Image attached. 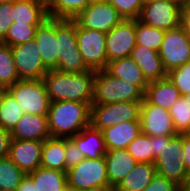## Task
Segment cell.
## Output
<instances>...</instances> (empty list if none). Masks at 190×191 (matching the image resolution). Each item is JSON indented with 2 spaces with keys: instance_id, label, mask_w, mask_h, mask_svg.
<instances>
[{
  "instance_id": "6da1fadb",
  "label": "cell",
  "mask_w": 190,
  "mask_h": 191,
  "mask_svg": "<svg viewBox=\"0 0 190 191\" xmlns=\"http://www.w3.org/2000/svg\"><path fill=\"white\" fill-rule=\"evenodd\" d=\"M96 71L62 73L49 70L42 78L51 102L78 101L92 103L93 81Z\"/></svg>"
},
{
  "instance_id": "7a4b0ae2",
  "label": "cell",
  "mask_w": 190,
  "mask_h": 191,
  "mask_svg": "<svg viewBox=\"0 0 190 191\" xmlns=\"http://www.w3.org/2000/svg\"><path fill=\"white\" fill-rule=\"evenodd\" d=\"M91 105L78 101L50 102L47 119L51 137L71 138L90 126Z\"/></svg>"
},
{
  "instance_id": "3957f363",
  "label": "cell",
  "mask_w": 190,
  "mask_h": 191,
  "mask_svg": "<svg viewBox=\"0 0 190 191\" xmlns=\"http://www.w3.org/2000/svg\"><path fill=\"white\" fill-rule=\"evenodd\" d=\"M144 93L135 85L110 75L105 69L96 71L92 105L118 102H142Z\"/></svg>"
},
{
  "instance_id": "277c9868",
  "label": "cell",
  "mask_w": 190,
  "mask_h": 191,
  "mask_svg": "<svg viewBox=\"0 0 190 191\" xmlns=\"http://www.w3.org/2000/svg\"><path fill=\"white\" fill-rule=\"evenodd\" d=\"M77 22L74 19H56L58 66L62 73H79L90 70L84 63L76 39Z\"/></svg>"
},
{
  "instance_id": "5b68a950",
  "label": "cell",
  "mask_w": 190,
  "mask_h": 191,
  "mask_svg": "<svg viewBox=\"0 0 190 191\" xmlns=\"http://www.w3.org/2000/svg\"><path fill=\"white\" fill-rule=\"evenodd\" d=\"M182 150L183 134L163 136L162 153L154 162L156 173L173 181L178 186L190 183V175L184 166Z\"/></svg>"
},
{
  "instance_id": "8992f818",
  "label": "cell",
  "mask_w": 190,
  "mask_h": 191,
  "mask_svg": "<svg viewBox=\"0 0 190 191\" xmlns=\"http://www.w3.org/2000/svg\"><path fill=\"white\" fill-rule=\"evenodd\" d=\"M181 0H154L144 3L138 18L145 25L168 31L182 24Z\"/></svg>"
},
{
  "instance_id": "52a82bcc",
  "label": "cell",
  "mask_w": 190,
  "mask_h": 191,
  "mask_svg": "<svg viewBox=\"0 0 190 191\" xmlns=\"http://www.w3.org/2000/svg\"><path fill=\"white\" fill-rule=\"evenodd\" d=\"M7 91L22 107L24 114L47 115L50 99L43 80H20Z\"/></svg>"
},
{
  "instance_id": "ba28073f",
  "label": "cell",
  "mask_w": 190,
  "mask_h": 191,
  "mask_svg": "<svg viewBox=\"0 0 190 191\" xmlns=\"http://www.w3.org/2000/svg\"><path fill=\"white\" fill-rule=\"evenodd\" d=\"M66 173L68 188L76 191L110 186L104 156L98 159L84 158L77 165L69 168Z\"/></svg>"
},
{
  "instance_id": "9c48e42d",
  "label": "cell",
  "mask_w": 190,
  "mask_h": 191,
  "mask_svg": "<svg viewBox=\"0 0 190 191\" xmlns=\"http://www.w3.org/2000/svg\"><path fill=\"white\" fill-rule=\"evenodd\" d=\"M142 102H118L91 105L90 125L103 131L126 121L139 120Z\"/></svg>"
},
{
  "instance_id": "30bf717a",
  "label": "cell",
  "mask_w": 190,
  "mask_h": 191,
  "mask_svg": "<svg viewBox=\"0 0 190 191\" xmlns=\"http://www.w3.org/2000/svg\"><path fill=\"white\" fill-rule=\"evenodd\" d=\"M158 53L167 73L190 61V36L182 24L165 32Z\"/></svg>"
},
{
  "instance_id": "8fae6325",
  "label": "cell",
  "mask_w": 190,
  "mask_h": 191,
  "mask_svg": "<svg viewBox=\"0 0 190 191\" xmlns=\"http://www.w3.org/2000/svg\"><path fill=\"white\" fill-rule=\"evenodd\" d=\"M76 39L85 65L94 71L106 69V33L86 29L77 24Z\"/></svg>"
},
{
  "instance_id": "7c38bea8",
  "label": "cell",
  "mask_w": 190,
  "mask_h": 191,
  "mask_svg": "<svg viewBox=\"0 0 190 191\" xmlns=\"http://www.w3.org/2000/svg\"><path fill=\"white\" fill-rule=\"evenodd\" d=\"M38 48L35 40L11 47L19 80H41L49 71L42 62Z\"/></svg>"
},
{
  "instance_id": "4fadbf2b",
  "label": "cell",
  "mask_w": 190,
  "mask_h": 191,
  "mask_svg": "<svg viewBox=\"0 0 190 191\" xmlns=\"http://www.w3.org/2000/svg\"><path fill=\"white\" fill-rule=\"evenodd\" d=\"M74 20L80 27L107 33L124 19L109 2H104L89 4Z\"/></svg>"
},
{
  "instance_id": "5bb4252c",
  "label": "cell",
  "mask_w": 190,
  "mask_h": 191,
  "mask_svg": "<svg viewBox=\"0 0 190 191\" xmlns=\"http://www.w3.org/2000/svg\"><path fill=\"white\" fill-rule=\"evenodd\" d=\"M136 20H122L106 33L107 62L130 57L136 45Z\"/></svg>"
},
{
  "instance_id": "9a60e30c",
  "label": "cell",
  "mask_w": 190,
  "mask_h": 191,
  "mask_svg": "<svg viewBox=\"0 0 190 191\" xmlns=\"http://www.w3.org/2000/svg\"><path fill=\"white\" fill-rule=\"evenodd\" d=\"M141 133L148 136H175L172 118L168 110L142 101L140 107Z\"/></svg>"
},
{
  "instance_id": "2e32d148",
  "label": "cell",
  "mask_w": 190,
  "mask_h": 191,
  "mask_svg": "<svg viewBox=\"0 0 190 191\" xmlns=\"http://www.w3.org/2000/svg\"><path fill=\"white\" fill-rule=\"evenodd\" d=\"M43 141L11 139L8 157L26 174L40 167Z\"/></svg>"
},
{
  "instance_id": "e0dca14e",
  "label": "cell",
  "mask_w": 190,
  "mask_h": 191,
  "mask_svg": "<svg viewBox=\"0 0 190 191\" xmlns=\"http://www.w3.org/2000/svg\"><path fill=\"white\" fill-rule=\"evenodd\" d=\"M40 56L48 70L58 66V41L56 38V18L48 17L37 28L35 34Z\"/></svg>"
},
{
  "instance_id": "ac0fdd59",
  "label": "cell",
  "mask_w": 190,
  "mask_h": 191,
  "mask_svg": "<svg viewBox=\"0 0 190 191\" xmlns=\"http://www.w3.org/2000/svg\"><path fill=\"white\" fill-rule=\"evenodd\" d=\"M10 135L11 139L45 141L51 137L47 115L23 114Z\"/></svg>"
},
{
  "instance_id": "d6986e66",
  "label": "cell",
  "mask_w": 190,
  "mask_h": 191,
  "mask_svg": "<svg viewBox=\"0 0 190 191\" xmlns=\"http://www.w3.org/2000/svg\"><path fill=\"white\" fill-rule=\"evenodd\" d=\"M130 58L140 67L149 82L167 77L158 52L136 44Z\"/></svg>"
},
{
  "instance_id": "ffe728a7",
  "label": "cell",
  "mask_w": 190,
  "mask_h": 191,
  "mask_svg": "<svg viewBox=\"0 0 190 191\" xmlns=\"http://www.w3.org/2000/svg\"><path fill=\"white\" fill-rule=\"evenodd\" d=\"M107 150L126 149L141 133L140 120L121 122L102 131Z\"/></svg>"
},
{
  "instance_id": "44dd1931",
  "label": "cell",
  "mask_w": 190,
  "mask_h": 191,
  "mask_svg": "<svg viewBox=\"0 0 190 191\" xmlns=\"http://www.w3.org/2000/svg\"><path fill=\"white\" fill-rule=\"evenodd\" d=\"M104 157L108 181L114 188L138 163L126 149L107 150Z\"/></svg>"
},
{
  "instance_id": "7402d4cb",
  "label": "cell",
  "mask_w": 190,
  "mask_h": 191,
  "mask_svg": "<svg viewBox=\"0 0 190 191\" xmlns=\"http://www.w3.org/2000/svg\"><path fill=\"white\" fill-rule=\"evenodd\" d=\"M180 97V92L168 76L160 80L150 81L144 93V100L147 103L168 111Z\"/></svg>"
},
{
  "instance_id": "603a6c76",
  "label": "cell",
  "mask_w": 190,
  "mask_h": 191,
  "mask_svg": "<svg viewBox=\"0 0 190 191\" xmlns=\"http://www.w3.org/2000/svg\"><path fill=\"white\" fill-rule=\"evenodd\" d=\"M105 70L113 77L137 86L143 93H145L146 87L149 85V81L140 67L130 57L108 62Z\"/></svg>"
},
{
  "instance_id": "cb8c5ba5",
  "label": "cell",
  "mask_w": 190,
  "mask_h": 191,
  "mask_svg": "<svg viewBox=\"0 0 190 191\" xmlns=\"http://www.w3.org/2000/svg\"><path fill=\"white\" fill-rule=\"evenodd\" d=\"M87 159L103 157L107 148L102 131L94 129L91 125L70 138Z\"/></svg>"
},
{
  "instance_id": "d4e9b609",
  "label": "cell",
  "mask_w": 190,
  "mask_h": 191,
  "mask_svg": "<svg viewBox=\"0 0 190 191\" xmlns=\"http://www.w3.org/2000/svg\"><path fill=\"white\" fill-rule=\"evenodd\" d=\"M155 175L154 163L138 162L124 179L117 184L115 191H143Z\"/></svg>"
},
{
  "instance_id": "484cf974",
  "label": "cell",
  "mask_w": 190,
  "mask_h": 191,
  "mask_svg": "<svg viewBox=\"0 0 190 191\" xmlns=\"http://www.w3.org/2000/svg\"><path fill=\"white\" fill-rule=\"evenodd\" d=\"M65 153V138H47L43 141L40 166L47 169L67 172Z\"/></svg>"
},
{
  "instance_id": "4316f807",
  "label": "cell",
  "mask_w": 190,
  "mask_h": 191,
  "mask_svg": "<svg viewBox=\"0 0 190 191\" xmlns=\"http://www.w3.org/2000/svg\"><path fill=\"white\" fill-rule=\"evenodd\" d=\"M13 22L40 25L48 18L47 10L36 0H14Z\"/></svg>"
},
{
  "instance_id": "83f0119b",
  "label": "cell",
  "mask_w": 190,
  "mask_h": 191,
  "mask_svg": "<svg viewBox=\"0 0 190 191\" xmlns=\"http://www.w3.org/2000/svg\"><path fill=\"white\" fill-rule=\"evenodd\" d=\"M28 175L33 179L34 191H64L68 187L67 173L63 171L40 166Z\"/></svg>"
},
{
  "instance_id": "f1b7e54d",
  "label": "cell",
  "mask_w": 190,
  "mask_h": 191,
  "mask_svg": "<svg viewBox=\"0 0 190 191\" xmlns=\"http://www.w3.org/2000/svg\"><path fill=\"white\" fill-rule=\"evenodd\" d=\"M23 114L22 107L6 90L0 103V127L11 132Z\"/></svg>"
},
{
  "instance_id": "f546056e",
  "label": "cell",
  "mask_w": 190,
  "mask_h": 191,
  "mask_svg": "<svg viewBox=\"0 0 190 191\" xmlns=\"http://www.w3.org/2000/svg\"><path fill=\"white\" fill-rule=\"evenodd\" d=\"M89 4V0H54L47 15L56 19H75Z\"/></svg>"
},
{
  "instance_id": "4dcf8cb0",
  "label": "cell",
  "mask_w": 190,
  "mask_h": 191,
  "mask_svg": "<svg viewBox=\"0 0 190 191\" xmlns=\"http://www.w3.org/2000/svg\"><path fill=\"white\" fill-rule=\"evenodd\" d=\"M18 81L20 80L11 47L0 42V87L7 90Z\"/></svg>"
},
{
  "instance_id": "1f68e13d",
  "label": "cell",
  "mask_w": 190,
  "mask_h": 191,
  "mask_svg": "<svg viewBox=\"0 0 190 191\" xmlns=\"http://www.w3.org/2000/svg\"><path fill=\"white\" fill-rule=\"evenodd\" d=\"M174 131L185 134L190 128V95H182L169 109Z\"/></svg>"
},
{
  "instance_id": "d6a6232c",
  "label": "cell",
  "mask_w": 190,
  "mask_h": 191,
  "mask_svg": "<svg viewBox=\"0 0 190 191\" xmlns=\"http://www.w3.org/2000/svg\"><path fill=\"white\" fill-rule=\"evenodd\" d=\"M25 175L9 157L0 159V190L16 191Z\"/></svg>"
},
{
  "instance_id": "836d02e7",
  "label": "cell",
  "mask_w": 190,
  "mask_h": 191,
  "mask_svg": "<svg viewBox=\"0 0 190 191\" xmlns=\"http://www.w3.org/2000/svg\"><path fill=\"white\" fill-rule=\"evenodd\" d=\"M135 32L137 45L159 52L166 31L145 25L136 19Z\"/></svg>"
},
{
  "instance_id": "e575fe53",
  "label": "cell",
  "mask_w": 190,
  "mask_h": 191,
  "mask_svg": "<svg viewBox=\"0 0 190 191\" xmlns=\"http://www.w3.org/2000/svg\"><path fill=\"white\" fill-rule=\"evenodd\" d=\"M39 25H27L22 23H12L6 36L0 41L10 47L23 44L30 40H35L36 30Z\"/></svg>"
},
{
  "instance_id": "d590c367",
  "label": "cell",
  "mask_w": 190,
  "mask_h": 191,
  "mask_svg": "<svg viewBox=\"0 0 190 191\" xmlns=\"http://www.w3.org/2000/svg\"><path fill=\"white\" fill-rule=\"evenodd\" d=\"M137 162L154 163L152 156V136L140 133L126 148Z\"/></svg>"
},
{
  "instance_id": "8d00e7d4",
  "label": "cell",
  "mask_w": 190,
  "mask_h": 191,
  "mask_svg": "<svg viewBox=\"0 0 190 191\" xmlns=\"http://www.w3.org/2000/svg\"><path fill=\"white\" fill-rule=\"evenodd\" d=\"M124 20H136L139 18L143 0H108Z\"/></svg>"
},
{
  "instance_id": "74e56055",
  "label": "cell",
  "mask_w": 190,
  "mask_h": 191,
  "mask_svg": "<svg viewBox=\"0 0 190 191\" xmlns=\"http://www.w3.org/2000/svg\"><path fill=\"white\" fill-rule=\"evenodd\" d=\"M168 78L180 92V95H190V61L167 73Z\"/></svg>"
},
{
  "instance_id": "f35d334b",
  "label": "cell",
  "mask_w": 190,
  "mask_h": 191,
  "mask_svg": "<svg viewBox=\"0 0 190 191\" xmlns=\"http://www.w3.org/2000/svg\"><path fill=\"white\" fill-rule=\"evenodd\" d=\"M13 1L0 4V41L6 36L13 23Z\"/></svg>"
},
{
  "instance_id": "ab89813d",
  "label": "cell",
  "mask_w": 190,
  "mask_h": 191,
  "mask_svg": "<svg viewBox=\"0 0 190 191\" xmlns=\"http://www.w3.org/2000/svg\"><path fill=\"white\" fill-rule=\"evenodd\" d=\"M65 150V166L67 169L77 165L85 158L83 153L70 138H65Z\"/></svg>"
},
{
  "instance_id": "60d3db41",
  "label": "cell",
  "mask_w": 190,
  "mask_h": 191,
  "mask_svg": "<svg viewBox=\"0 0 190 191\" xmlns=\"http://www.w3.org/2000/svg\"><path fill=\"white\" fill-rule=\"evenodd\" d=\"M178 185L156 173L150 184L143 191H177Z\"/></svg>"
},
{
  "instance_id": "b9f144b4",
  "label": "cell",
  "mask_w": 190,
  "mask_h": 191,
  "mask_svg": "<svg viewBox=\"0 0 190 191\" xmlns=\"http://www.w3.org/2000/svg\"><path fill=\"white\" fill-rule=\"evenodd\" d=\"M10 142V132L0 127V159L8 157Z\"/></svg>"
},
{
  "instance_id": "7bdbcfd3",
  "label": "cell",
  "mask_w": 190,
  "mask_h": 191,
  "mask_svg": "<svg viewBox=\"0 0 190 191\" xmlns=\"http://www.w3.org/2000/svg\"><path fill=\"white\" fill-rule=\"evenodd\" d=\"M183 162L186 171L190 175V138L183 134V150H182Z\"/></svg>"
},
{
  "instance_id": "ee69618b",
  "label": "cell",
  "mask_w": 190,
  "mask_h": 191,
  "mask_svg": "<svg viewBox=\"0 0 190 191\" xmlns=\"http://www.w3.org/2000/svg\"><path fill=\"white\" fill-rule=\"evenodd\" d=\"M163 148V136H152V156L156 159L161 153Z\"/></svg>"
},
{
  "instance_id": "f6af8a7d",
  "label": "cell",
  "mask_w": 190,
  "mask_h": 191,
  "mask_svg": "<svg viewBox=\"0 0 190 191\" xmlns=\"http://www.w3.org/2000/svg\"><path fill=\"white\" fill-rule=\"evenodd\" d=\"M182 25L190 36V1L184 3L182 10Z\"/></svg>"
},
{
  "instance_id": "bcb514c9",
  "label": "cell",
  "mask_w": 190,
  "mask_h": 191,
  "mask_svg": "<svg viewBox=\"0 0 190 191\" xmlns=\"http://www.w3.org/2000/svg\"><path fill=\"white\" fill-rule=\"evenodd\" d=\"M16 191H34L33 179L28 174H26L18 185Z\"/></svg>"
},
{
  "instance_id": "7dc6e473",
  "label": "cell",
  "mask_w": 190,
  "mask_h": 191,
  "mask_svg": "<svg viewBox=\"0 0 190 191\" xmlns=\"http://www.w3.org/2000/svg\"><path fill=\"white\" fill-rule=\"evenodd\" d=\"M79 191H115V188L111 186H101V187L87 188Z\"/></svg>"
},
{
  "instance_id": "c3c4849f",
  "label": "cell",
  "mask_w": 190,
  "mask_h": 191,
  "mask_svg": "<svg viewBox=\"0 0 190 191\" xmlns=\"http://www.w3.org/2000/svg\"><path fill=\"white\" fill-rule=\"evenodd\" d=\"M38 1L46 10L53 4L54 0H36Z\"/></svg>"
},
{
  "instance_id": "681fc988",
  "label": "cell",
  "mask_w": 190,
  "mask_h": 191,
  "mask_svg": "<svg viewBox=\"0 0 190 191\" xmlns=\"http://www.w3.org/2000/svg\"><path fill=\"white\" fill-rule=\"evenodd\" d=\"M177 191H190V184L178 186Z\"/></svg>"
},
{
  "instance_id": "f907efd6",
  "label": "cell",
  "mask_w": 190,
  "mask_h": 191,
  "mask_svg": "<svg viewBox=\"0 0 190 191\" xmlns=\"http://www.w3.org/2000/svg\"><path fill=\"white\" fill-rule=\"evenodd\" d=\"M104 2H108V0H89L90 4L104 3Z\"/></svg>"
},
{
  "instance_id": "816d5d0a",
  "label": "cell",
  "mask_w": 190,
  "mask_h": 191,
  "mask_svg": "<svg viewBox=\"0 0 190 191\" xmlns=\"http://www.w3.org/2000/svg\"><path fill=\"white\" fill-rule=\"evenodd\" d=\"M6 89L0 87V103H1V100H2V97H3V94L5 93Z\"/></svg>"
},
{
  "instance_id": "f5cc1de1",
  "label": "cell",
  "mask_w": 190,
  "mask_h": 191,
  "mask_svg": "<svg viewBox=\"0 0 190 191\" xmlns=\"http://www.w3.org/2000/svg\"><path fill=\"white\" fill-rule=\"evenodd\" d=\"M11 1H14V0H0V4L8 3V2H11Z\"/></svg>"
},
{
  "instance_id": "db71d44e",
  "label": "cell",
  "mask_w": 190,
  "mask_h": 191,
  "mask_svg": "<svg viewBox=\"0 0 190 191\" xmlns=\"http://www.w3.org/2000/svg\"><path fill=\"white\" fill-rule=\"evenodd\" d=\"M185 135L190 138V128H189V130L185 133Z\"/></svg>"
},
{
  "instance_id": "11a10c76",
  "label": "cell",
  "mask_w": 190,
  "mask_h": 191,
  "mask_svg": "<svg viewBox=\"0 0 190 191\" xmlns=\"http://www.w3.org/2000/svg\"><path fill=\"white\" fill-rule=\"evenodd\" d=\"M64 191H76V190L67 187L66 190Z\"/></svg>"
},
{
  "instance_id": "9f6ffc18",
  "label": "cell",
  "mask_w": 190,
  "mask_h": 191,
  "mask_svg": "<svg viewBox=\"0 0 190 191\" xmlns=\"http://www.w3.org/2000/svg\"><path fill=\"white\" fill-rule=\"evenodd\" d=\"M150 1H154V0H143L144 3L150 2Z\"/></svg>"
},
{
  "instance_id": "6f0895ef",
  "label": "cell",
  "mask_w": 190,
  "mask_h": 191,
  "mask_svg": "<svg viewBox=\"0 0 190 191\" xmlns=\"http://www.w3.org/2000/svg\"><path fill=\"white\" fill-rule=\"evenodd\" d=\"M181 1H183L185 3V2H189L190 0H181Z\"/></svg>"
}]
</instances>
